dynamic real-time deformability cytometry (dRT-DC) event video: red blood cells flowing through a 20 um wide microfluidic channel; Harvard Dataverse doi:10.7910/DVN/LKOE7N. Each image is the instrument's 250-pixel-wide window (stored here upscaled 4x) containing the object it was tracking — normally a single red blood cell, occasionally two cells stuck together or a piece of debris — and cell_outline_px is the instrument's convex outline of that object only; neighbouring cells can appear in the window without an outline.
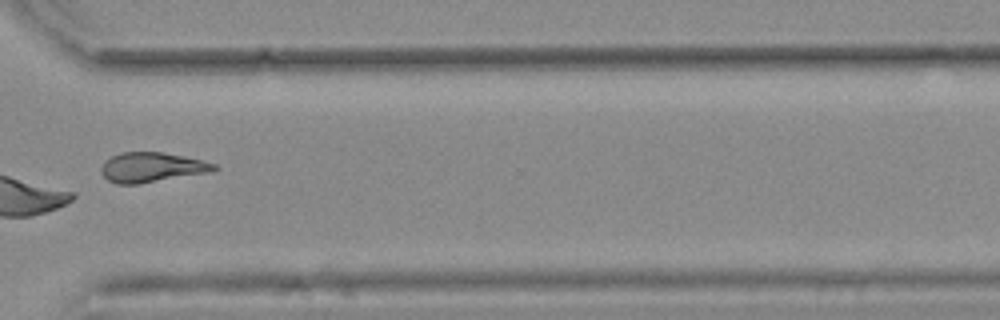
{"species": "common noctule bat (a hibernating species)", "species_latin": "Nyctalus noctula", "temperature_condition": "warm", "stored_images_in_passage": 13, "camera_frame_rate_fps": 3000, "um_per_image_px": 0.085, "animal": {"sex": "female", "body_mass_g": 25.1}, "frame": {"image": 1, "passage_image": 10, "time_ms": 3.0, "image_size_px": [1000, 320], "cell_outline_px": [[220, 168], [212, 172], [140, 184], [116, 184], [108, 180], [100, 172], [100, 168], [112, 156], [120, 152], [160, 152], [184, 156], [216, 164]], "centroid_in_image_um": [12.93, 14.23], "position_along_channel_um": 357.7, "area_um2": 19.65}}